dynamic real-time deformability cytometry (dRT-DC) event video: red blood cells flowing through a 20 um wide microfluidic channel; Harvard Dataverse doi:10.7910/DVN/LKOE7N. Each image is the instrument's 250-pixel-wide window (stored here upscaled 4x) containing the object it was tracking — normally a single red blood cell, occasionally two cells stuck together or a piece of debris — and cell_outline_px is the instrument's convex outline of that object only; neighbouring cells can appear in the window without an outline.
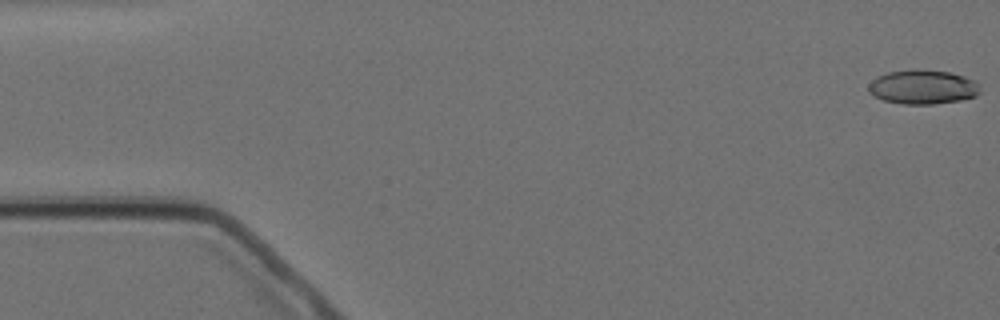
{"species": "Egyptian fruit bat (a non-hibernating species)", "species_latin": "Rousettus aegyptiacus", "temperature_condition": "cold", "stored_images_in_passage": 16, "camera_frame_rate_fps": 3000, "um_per_image_px": 0.085, "animal": {"sex": "female"}, "frame": {"image": 1, "passage_image": 1, "time_ms": 0.0, "image_size_px": [1000, 320], "cell_outline_px": [[980, 92], [976, 96], [960, 100], [932, 104], [904, 104], [884, 100], [872, 96], [868, 88], [868, 84], [876, 76], [888, 72], [916, 68], [948, 72], [964, 76], [976, 80], [980, 84]], "centroid_in_image_um": [78.44, 7.38], "position_along_channel_um": 6.6, "area_um2": 22.54}}
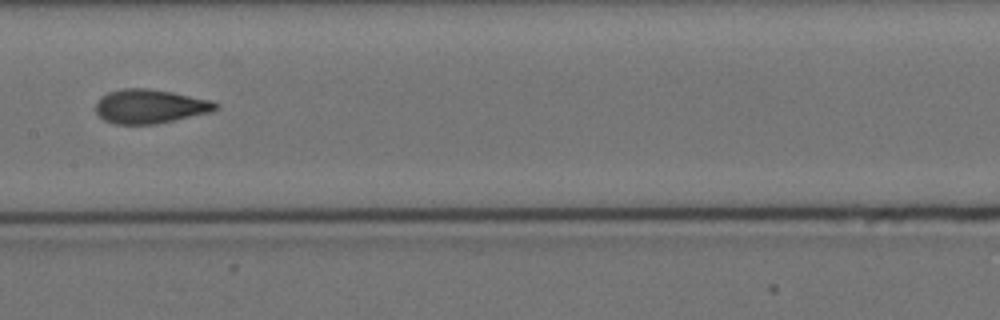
{"frame": {"image": 2, "passage_image": 8, "time_ms": 9.0, "image_size_px": [1000, 320], "cell_outline_px": [[220, 104], [212, 112], [156, 124], [112, 124], [104, 120], [96, 112], [96, 104], [100, 96], [108, 92], [124, 88], [148, 88], [172, 92], [212, 100]], "centroid_in_image_um": [12.75, 9.04], "position_along_channel_um": 194.7, "area_um2": 23.93}}
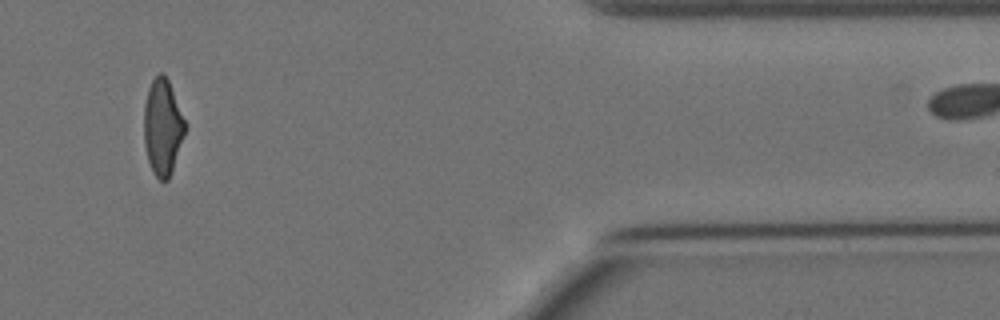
{"frame": {"image": 3, "passage_image": 14, "time_ms": 16.0, "image_size_px": [1000, 320], "cell_outline_px": [[188, 124], [172, 172], [168, 180], [160, 180], [152, 172], [148, 160], [144, 144], [144, 104], [148, 88], [152, 80], [160, 72], [164, 72], [168, 80]], "centroid_in_image_um": [13.84, 10.79], "position_along_channel_um": 397.6, "area_um2": 23.35}, "authors_computed_cell_mechanics": {"area_um2": 23.4957, "velocity_mm_per_s": 3.4975, "shape_relaxation_time_tau1_ms": null, "shape_relaxation_time_tau2_ms": 0.7195, "deformation_change_tau1": null, "deformation_change_tau2": 0.0331}}